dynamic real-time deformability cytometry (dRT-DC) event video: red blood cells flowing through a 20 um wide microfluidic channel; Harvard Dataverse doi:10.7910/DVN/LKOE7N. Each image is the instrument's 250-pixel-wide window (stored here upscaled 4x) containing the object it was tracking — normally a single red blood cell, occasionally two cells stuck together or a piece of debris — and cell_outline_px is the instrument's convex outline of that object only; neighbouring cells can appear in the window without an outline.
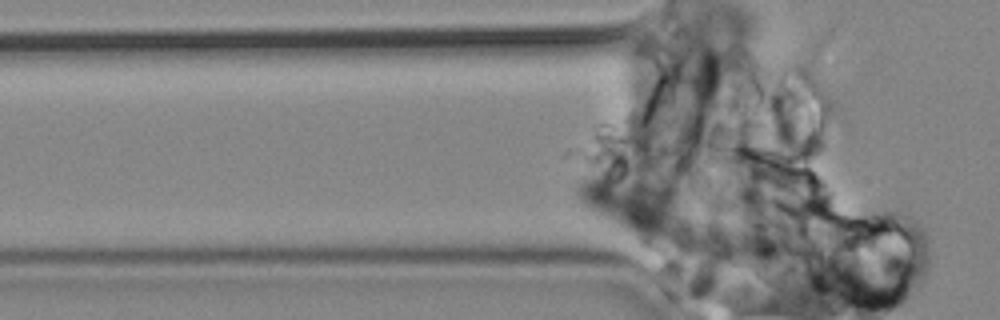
{"species": "common noctule bat (a hibernating species)", "species_latin": "Nyctalus noctula", "temperature_condition": "cold", "stored_images_in_passage": 58, "camera_frame_rate_fps": 3000, "um_per_image_px": 0.085, "animal": {"sex": "male", "body_mass_g": 19.2, "forearm_length_mm": 51.8}, "frame": {"image": 1, "passage_image": 49, "time_ms": 16.0, "image_size_px": [1000, 320], "cell_outline_px": [[676, 224], [672, 240], [668, 244], [636, 244], [592, 212], [576, 196], [576, 180], [584, 172], [596, 168], [612, 168], [664, 208], [676, 220]], "centroid_in_image_um": [53.14, 17.59], "position_along_channel_um": 72.7, "area_um2": 32.66}}
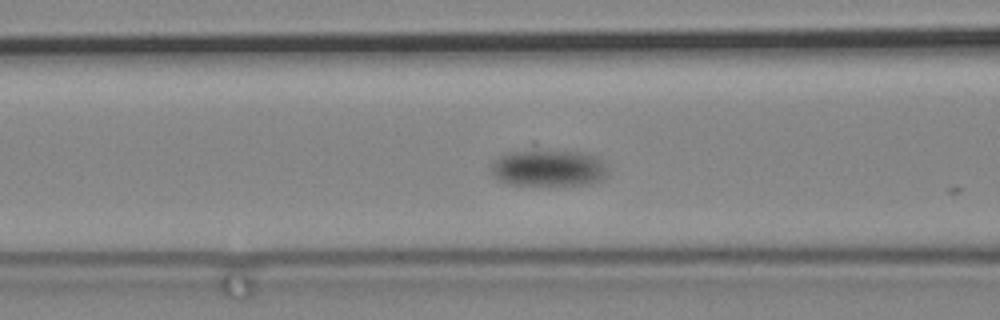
{"frame": {"image": 2, "passage_image": 57, "time_ms": 18.667, "image_size_px": [1000, 320], "cell_outline_px": [[608, 176], [592, 184], [508, 184], [500, 180], [492, 172], [492, 160], [504, 152], [532, 140], [536, 140], [584, 152], [596, 156], [600, 160], [608, 172]], "centroid_in_image_um": [46.54, 14.07], "position_along_channel_um": 120.1, "area_um2": 27.92}}